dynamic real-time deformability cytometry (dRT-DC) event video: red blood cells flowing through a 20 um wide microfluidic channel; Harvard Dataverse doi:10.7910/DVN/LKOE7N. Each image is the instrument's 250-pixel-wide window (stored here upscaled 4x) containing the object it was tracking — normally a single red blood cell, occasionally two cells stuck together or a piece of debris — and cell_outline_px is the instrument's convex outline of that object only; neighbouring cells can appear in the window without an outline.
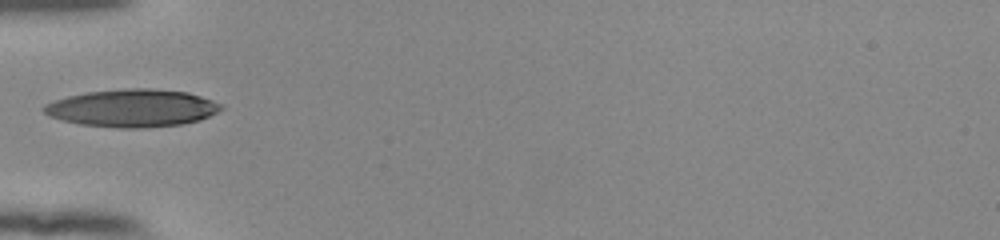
{"species": "human", "species_latin": "Homo sapiens", "temperature_condition": "room temperature", "stored_images_in_passage": 22, "camera_frame_rate_fps": 3000, "um_per_image_px": 0.085, "donor": {"sex": "female"}, "frame": {"image": 1, "passage_image": 1, "time_ms": 0.0, "image_size_px": [1000, 240], "cell_outline_px": [[224, 108], [200, 120], [184, 124], [144, 128], [116, 128], [80, 124], [48, 116], [40, 108], [44, 104], [68, 96], [88, 92], [128, 88], [148, 88], [188, 92], [224, 104]], "centroid_in_image_um": [11.26, 9.19], "position_along_channel_um": 73.7, "area_um2": 38.96}}
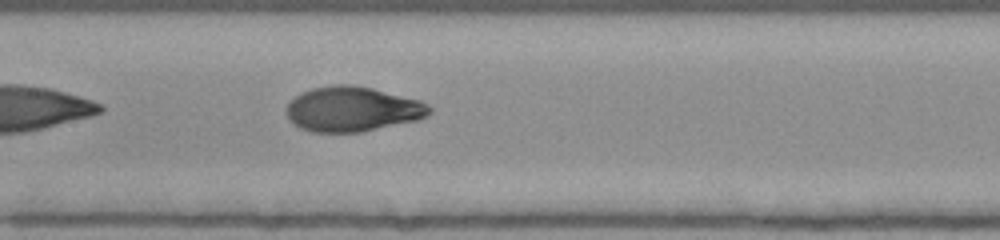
{"frame": {"image": 2, "passage_image": 9, "time_ms": 2.667, "image_size_px": [1000, 240], "cell_outline_px": [[432, 112], [428, 116], [420, 120], [360, 132], [312, 132], [300, 128], [288, 120], [284, 112], [284, 108], [296, 96], [312, 88], [332, 84], [352, 84], [372, 88], [420, 100], [428, 104], [432, 108]], "centroid_in_image_um": [29.96, 9.28], "position_along_channel_um": 177.4, "area_um2": 37.86}}
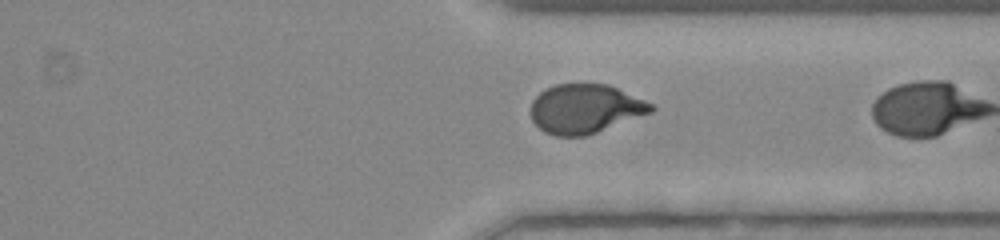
{"frame": {"image": 3, "passage_image": 21, "time_ms": 6.667, "image_size_px": [1000, 240], "cell_outline_px": [[656, 108], [652, 112], [596, 132], [584, 136], [556, 136], [544, 132], [532, 120], [532, 100], [540, 92], [556, 84], [608, 84], [644, 100], [652, 104]], "centroid_in_image_um": [49.73, 9.24], "position_along_channel_um": 361.7, "area_um2": 34.04}}